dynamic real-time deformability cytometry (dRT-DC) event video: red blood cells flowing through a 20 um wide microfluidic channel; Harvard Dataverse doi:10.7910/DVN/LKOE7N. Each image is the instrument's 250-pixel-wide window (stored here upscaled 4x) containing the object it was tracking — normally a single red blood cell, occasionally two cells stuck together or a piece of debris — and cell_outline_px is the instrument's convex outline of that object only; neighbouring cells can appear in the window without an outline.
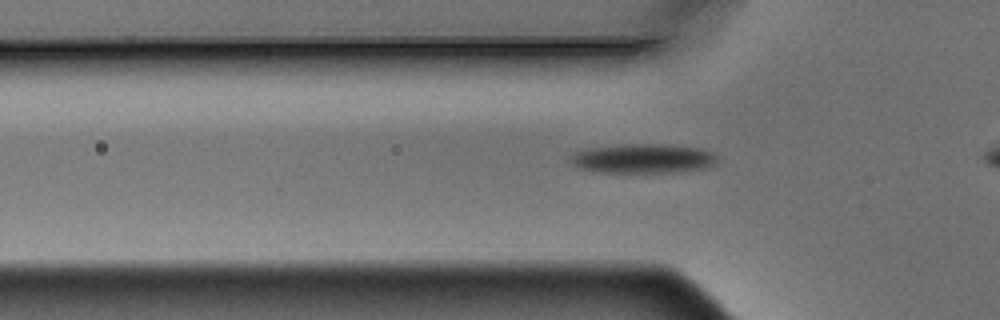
{"species": "Egyptian fruit bat (a non-hibernating species)", "species_latin": "Rousettus aegyptiacus", "temperature_condition": "warm", "stored_images_in_passage": 7, "camera_frame_rate_fps": 3000, "um_per_image_px": 0.085, "animal": {"sex": "male"}, "frame": {"image": 1, "passage_image": 7, "time_ms": 2.0, "image_size_px": [1000, 320], "cell_outline_px": [[716, 164], [704, 168], [680, 172], [592, 172], [576, 168], [568, 160], [568, 156], [576, 152], [588, 148], [624, 144], [668, 144], [700, 148], [712, 152], [716, 156]], "centroid_in_image_um": [54.6, 13.48], "position_along_channel_um": 71.2, "area_um2": 25.49}}